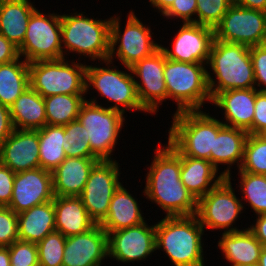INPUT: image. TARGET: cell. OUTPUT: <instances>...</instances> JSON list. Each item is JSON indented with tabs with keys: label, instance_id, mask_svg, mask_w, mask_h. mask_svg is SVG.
Returning a JSON list of instances; mask_svg holds the SVG:
<instances>
[{
	"label": "cell",
	"instance_id": "obj_38",
	"mask_svg": "<svg viewBox=\"0 0 266 266\" xmlns=\"http://www.w3.org/2000/svg\"><path fill=\"white\" fill-rule=\"evenodd\" d=\"M232 4V0H197L196 23L214 29Z\"/></svg>",
	"mask_w": 266,
	"mask_h": 266
},
{
	"label": "cell",
	"instance_id": "obj_8",
	"mask_svg": "<svg viewBox=\"0 0 266 266\" xmlns=\"http://www.w3.org/2000/svg\"><path fill=\"white\" fill-rule=\"evenodd\" d=\"M68 58L30 62V87L42 97L57 94L86 95L87 64Z\"/></svg>",
	"mask_w": 266,
	"mask_h": 266
},
{
	"label": "cell",
	"instance_id": "obj_51",
	"mask_svg": "<svg viewBox=\"0 0 266 266\" xmlns=\"http://www.w3.org/2000/svg\"><path fill=\"white\" fill-rule=\"evenodd\" d=\"M258 266H266V246L262 247L260 257H259Z\"/></svg>",
	"mask_w": 266,
	"mask_h": 266
},
{
	"label": "cell",
	"instance_id": "obj_5",
	"mask_svg": "<svg viewBox=\"0 0 266 266\" xmlns=\"http://www.w3.org/2000/svg\"><path fill=\"white\" fill-rule=\"evenodd\" d=\"M203 110L172 114L168 142L183 156L210 161L214 137L225 126L220 119Z\"/></svg>",
	"mask_w": 266,
	"mask_h": 266
},
{
	"label": "cell",
	"instance_id": "obj_23",
	"mask_svg": "<svg viewBox=\"0 0 266 266\" xmlns=\"http://www.w3.org/2000/svg\"><path fill=\"white\" fill-rule=\"evenodd\" d=\"M248 132L234 127L224 126L214 137L213 150L210 154V162L217 168L218 166L227 165L221 173L231 178V168L237 165L241 167L244 157V146L248 137Z\"/></svg>",
	"mask_w": 266,
	"mask_h": 266
},
{
	"label": "cell",
	"instance_id": "obj_32",
	"mask_svg": "<svg viewBox=\"0 0 266 266\" xmlns=\"http://www.w3.org/2000/svg\"><path fill=\"white\" fill-rule=\"evenodd\" d=\"M18 59L0 64V104L10 107L27 89L29 84V63Z\"/></svg>",
	"mask_w": 266,
	"mask_h": 266
},
{
	"label": "cell",
	"instance_id": "obj_11",
	"mask_svg": "<svg viewBox=\"0 0 266 266\" xmlns=\"http://www.w3.org/2000/svg\"><path fill=\"white\" fill-rule=\"evenodd\" d=\"M231 178L225 177L206 195L197 200L196 216L204 230H224L229 233L245 229L233 226L243 213L241 199L236 196ZM212 229V230H211Z\"/></svg>",
	"mask_w": 266,
	"mask_h": 266
},
{
	"label": "cell",
	"instance_id": "obj_14",
	"mask_svg": "<svg viewBox=\"0 0 266 266\" xmlns=\"http://www.w3.org/2000/svg\"><path fill=\"white\" fill-rule=\"evenodd\" d=\"M120 164L117 160H101L91 170L79 196L91 219L101 224L107 217L110 201L120 182Z\"/></svg>",
	"mask_w": 266,
	"mask_h": 266
},
{
	"label": "cell",
	"instance_id": "obj_20",
	"mask_svg": "<svg viewBox=\"0 0 266 266\" xmlns=\"http://www.w3.org/2000/svg\"><path fill=\"white\" fill-rule=\"evenodd\" d=\"M0 162L14 173L39 168L38 129H14L0 145Z\"/></svg>",
	"mask_w": 266,
	"mask_h": 266
},
{
	"label": "cell",
	"instance_id": "obj_3",
	"mask_svg": "<svg viewBox=\"0 0 266 266\" xmlns=\"http://www.w3.org/2000/svg\"><path fill=\"white\" fill-rule=\"evenodd\" d=\"M207 68L212 71H207L212 98L219 92L256 87L250 47L247 45L214 39Z\"/></svg>",
	"mask_w": 266,
	"mask_h": 266
},
{
	"label": "cell",
	"instance_id": "obj_26",
	"mask_svg": "<svg viewBox=\"0 0 266 266\" xmlns=\"http://www.w3.org/2000/svg\"><path fill=\"white\" fill-rule=\"evenodd\" d=\"M221 236L217 247L231 266L258 265L263 245L248 227Z\"/></svg>",
	"mask_w": 266,
	"mask_h": 266
},
{
	"label": "cell",
	"instance_id": "obj_37",
	"mask_svg": "<svg viewBox=\"0 0 266 266\" xmlns=\"http://www.w3.org/2000/svg\"><path fill=\"white\" fill-rule=\"evenodd\" d=\"M66 139L71 145L65 152L67 157L98 158L92 151L90 141L86 138L84 126L78 121H72L64 126Z\"/></svg>",
	"mask_w": 266,
	"mask_h": 266
},
{
	"label": "cell",
	"instance_id": "obj_48",
	"mask_svg": "<svg viewBox=\"0 0 266 266\" xmlns=\"http://www.w3.org/2000/svg\"><path fill=\"white\" fill-rule=\"evenodd\" d=\"M239 6L266 12V0H232Z\"/></svg>",
	"mask_w": 266,
	"mask_h": 266
},
{
	"label": "cell",
	"instance_id": "obj_7",
	"mask_svg": "<svg viewBox=\"0 0 266 266\" xmlns=\"http://www.w3.org/2000/svg\"><path fill=\"white\" fill-rule=\"evenodd\" d=\"M103 63L106 67H100ZM100 65L98 62V66L91 64L86 67V95L88 91L90 94V89H95L99 96L108 101L107 103L113 104L106 105L109 109L123 114L128 110L148 113L138 99L131 69L127 67V71L119 70L118 66H114L110 60H105Z\"/></svg>",
	"mask_w": 266,
	"mask_h": 266
},
{
	"label": "cell",
	"instance_id": "obj_34",
	"mask_svg": "<svg viewBox=\"0 0 266 266\" xmlns=\"http://www.w3.org/2000/svg\"><path fill=\"white\" fill-rule=\"evenodd\" d=\"M240 178L239 187L242 193L243 208L245 203L251 207L255 215L266 214V175L238 172Z\"/></svg>",
	"mask_w": 266,
	"mask_h": 266
},
{
	"label": "cell",
	"instance_id": "obj_36",
	"mask_svg": "<svg viewBox=\"0 0 266 266\" xmlns=\"http://www.w3.org/2000/svg\"><path fill=\"white\" fill-rule=\"evenodd\" d=\"M66 237L58 231L37 243L39 266H62Z\"/></svg>",
	"mask_w": 266,
	"mask_h": 266
},
{
	"label": "cell",
	"instance_id": "obj_1",
	"mask_svg": "<svg viewBox=\"0 0 266 266\" xmlns=\"http://www.w3.org/2000/svg\"><path fill=\"white\" fill-rule=\"evenodd\" d=\"M148 166L143 195L155 203L166 217L192 216L197 211V200L180 179L181 154L169 143L154 151Z\"/></svg>",
	"mask_w": 266,
	"mask_h": 266
},
{
	"label": "cell",
	"instance_id": "obj_4",
	"mask_svg": "<svg viewBox=\"0 0 266 266\" xmlns=\"http://www.w3.org/2000/svg\"><path fill=\"white\" fill-rule=\"evenodd\" d=\"M85 12L61 13V39L63 56L70 53L78 54L95 62L108 60L110 53V24L112 16L108 19H95L88 17ZM69 54V55H68ZM82 56V58H80Z\"/></svg>",
	"mask_w": 266,
	"mask_h": 266
},
{
	"label": "cell",
	"instance_id": "obj_24",
	"mask_svg": "<svg viewBox=\"0 0 266 266\" xmlns=\"http://www.w3.org/2000/svg\"><path fill=\"white\" fill-rule=\"evenodd\" d=\"M224 178L209 160L181 155L180 179L196 200L206 195Z\"/></svg>",
	"mask_w": 266,
	"mask_h": 266
},
{
	"label": "cell",
	"instance_id": "obj_18",
	"mask_svg": "<svg viewBox=\"0 0 266 266\" xmlns=\"http://www.w3.org/2000/svg\"><path fill=\"white\" fill-rule=\"evenodd\" d=\"M53 199L52 172L39 167L15 174L13 194L7 207L19 214Z\"/></svg>",
	"mask_w": 266,
	"mask_h": 266
},
{
	"label": "cell",
	"instance_id": "obj_31",
	"mask_svg": "<svg viewBox=\"0 0 266 266\" xmlns=\"http://www.w3.org/2000/svg\"><path fill=\"white\" fill-rule=\"evenodd\" d=\"M40 167L53 172L67 157L71 146L66 139L64 126L45 125L38 129Z\"/></svg>",
	"mask_w": 266,
	"mask_h": 266
},
{
	"label": "cell",
	"instance_id": "obj_49",
	"mask_svg": "<svg viewBox=\"0 0 266 266\" xmlns=\"http://www.w3.org/2000/svg\"><path fill=\"white\" fill-rule=\"evenodd\" d=\"M150 5L158 10L163 15L173 4L174 0H149Z\"/></svg>",
	"mask_w": 266,
	"mask_h": 266
},
{
	"label": "cell",
	"instance_id": "obj_2",
	"mask_svg": "<svg viewBox=\"0 0 266 266\" xmlns=\"http://www.w3.org/2000/svg\"><path fill=\"white\" fill-rule=\"evenodd\" d=\"M204 232L196 215L165 216L155 223L156 250L165 252L173 266H205Z\"/></svg>",
	"mask_w": 266,
	"mask_h": 266
},
{
	"label": "cell",
	"instance_id": "obj_25",
	"mask_svg": "<svg viewBox=\"0 0 266 266\" xmlns=\"http://www.w3.org/2000/svg\"><path fill=\"white\" fill-rule=\"evenodd\" d=\"M53 202L55 231L65 237L84 233L96 225L79 196H54Z\"/></svg>",
	"mask_w": 266,
	"mask_h": 266
},
{
	"label": "cell",
	"instance_id": "obj_27",
	"mask_svg": "<svg viewBox=\"0 0 266 266\" xmlns=\"http://www.w3.org/2000/svg\"><path fill=\"white\" fill-rule=\"evenodd\" d=\"M127 190L121 184L110 201L107 217L100 224L107 234L146 221L137 198Z\"/></svg>",
	"mask_w": 266,
	"mask_h": 266
},
{
	"label": "cell",
	"instance_id": "obj_22",
	"mask_svg": "<svg viewBox=\"0 0 266 266\" xmlns=\"http://www.w3.org/2000/svg\"><path fill=\"white\" fill-rule=\"evenodd\" d=\"M99 158L66 157L52 172L54 196H80Z\"/></svg>",
	"mask_w": 266,
	"mask_h": 266
},
{
	"label": "cell",
	"instance_id": "obj_29",
	"mask_svg": "<svg viewBox=\"0 0 266 266\" xmlns=\"http://www.w3.org/2000/svg\"><path fill=\"white\" fill-rule=\"evenodd\" d=\"M55 231V208L53 200L18 214V238L38 243Z\"/></svg>",
	"mask_w": 266,
	"mask_h": 266
},
{
	"label": "cell",
	"instance_id": "obj_39",
	"mask_svg": "<svg viewBox=\"0 0 266 266\" xmlns=\"http://www.w3.org/2000/svg\"><path fill=\"white\" fill-rule=\"evenodd\" d=\"M8 248L10 266H39L36 243L16 240Z\"/></svg>",
	"mask_w": 266,
	"mask_h": 266
},
{
	"label": "cell",
	"instance_id": "obj_46",
	"mask_svg": "<svg viewBox=\"0 0 266 266\" xmlns=\"http://www.w3.org/2000/svg\"><path fill=\"white\" fill-rule=\"evenodd\" d=\"M13 130L10 109L0 104V145L12 134Z\"/></svg>",
	"mask_w": 266,
	"mask_h": 266
},
{
	"label": "cell",
	"instance_id": "obj_40",
	"mask_svg": "<svg viewBox=\"0 0 266 266\" xmlns=\"http://www.w3.org/2000/svg\"><path fill=\"white\" fill-rule=\"evenodd\" d=\"M18 238V214L0 206V247H9Z\"/></svg>",
	"mask_w": 266,
	"mask_h": 266
},
{
	"label": "cell",
	"instance_id": "obj_6",
	"mask_svg": "<svg viewBox=\"0 0 266 266\" xmlns=\"http://www.w3.org/2000/svg\"><path fill=\"white\" fill-rule=\"evenodd\" d=\"M206 66L202 63L174 61L165 56L163 74L168 99L176 102L174 114L202 110L205 103H211Z\"/></svg>",
	"mask_w": 266,
	"mask_h": 266
},
{
	"label": "cell",
	"instance_id": "obj_28",
	"mask_svg": "<svg viewBox=\"0 0 266 266\" xmlns=\"http://www.w3.org/2000/svg\"><path fill=\"white\" fill-rule=\"evenodd\" d=\"M31 0L0 1V33L18 48L24 41L28 21L37 9Z\"/></svg>",
	"mask_w": 266,
	"mask_h": 266
},
{
	"label": "cell",
	"instance_id": "obj_10",
	"mask_svg": "<svg viewBox=\"0 0 266 266\" xmlns=\"http://www.w3.org/2000/svg\"><path fill=\"white\" fill-rule=\"evenodd\" d=\"M133 10L127 15L126 25L122 31L121 17L118 13L112 16L110 24V53L108 60L117 58L120 65L130 68L143 58L151 56L160 48L152 40L151 26L143 24ZM115 57V58H114Z\"/></svg>",
	"mask_w": 266,
	"mask_h": 266
},
{
	"label": "cell",
	"instance_id": "obj_43",
	"mask_svg": "<svg viewBox=\"0 0 266 266\" xmlns=\"http://www.w3.org/2000/svg\"><path fill=\"white\" fill-rule=\"evenodd\" d=\"M266 132V92L258 91L255 100L252 134Z\"/></svg>",
	"mask_w": 266,
	"mask_h": 266
},
{
	"label": "cell",
	"instance_id": "obj_16",
	"mask_svg": "<svg viewBox=\"0 0 266 266\" xmlns=\"http://www.w3.org/2000/svg\"><path fill=\"white\" fill-rule=\"evenodd\" d=\"M108 257L114 261L135 263L145 261L156 251L155 223L147 221L129 228H123L108 234Z\"/></svg>",
	"mask_w": 266,
	"mask_h": 266
},
{
	"label": "cell",
	"instance_id": "obj_35",
	"mask_svg": "<svg viewBox=\"0 0 266 266\" xmlns=\"http://www.w3.org/2000/svg\"><path fill=\"white\" fill-rule=\"evenodd\" d=\"M238 172L266 175V136L249 134L244 146V157Z\"/></svg>",
	"mask_w": 266,
	"mask_h": 266
},
{
	"label": "cell",
	"instance_id": "obj_44",
	"mask_svg": "<svg viewBox=\"0 0 266 266\" xmlns=\"http://www.w3.org/2000/svg\"><path fill=\"white\" fill-rule=\"evenodd\" d=\"M15 174L0 162V206L7 207L13 194Z\"/></svg>",
	"mask_w": 266,
	"mask_h": 266
},
{
	"label": "cell",
	"instance_id": "obj_42",
	"mask_svg": "<svg viewBox=\"0 0 266 266\" xmlns=\"http://www.w3.org/2000/svg\"><path fill=\"white\" fill-rule=\"evenodd\" d=\"M197 0H174L163 18L180 19L182 23H196Z\"/></svg>",
	"mask_w": 266,
	"mask_h": 266
},
{
	"label": "cell",
	"instance_id": "obj_21",
	"mask_svg": "<svg viewBox=\"0 0 266 266\" xmlns=\"http://www.w3.org/2000/svg\"><path fill=\"white\" fill-rule=\"evenodd\" d=\"M256 88L231 89L217 93L211 100L214 107L222 110L221 122L228 127H234L252 134ZM224 110V111H223Z\"/></svg>",
	"mask_w": 266,
	"mask_h": 266
},
{
	"label": "cell",
	"instance_id": "obj_30",
	"mask_svg": "<svg viewBox=\"0 0 266 266\" xmlns=\"http://www.w3.org/2000/svg\"><path fill=\"white\" fill-rule=\"evenodd\" d=\"M9 109L14 129L37 130L47 124L44 97L30 86Z\"/></svg>",
	"mask_w": 266,
	"mask_h": 266
},
{
	"label": "cell",
	"instance_id": "obj_45",
	"mask_svg": "<svg viewBox=\"0 0 266 266\" xmlns=\"http://www.w3.org/2000/svg\"><path fill=\"white\" fill-rule=\"evenodd\" d=\"M19 57L18 47L0 33V64L12 62Z\"/></svg>",
	"mask_w": 266,
	"mask_h": 266
},
{
	"label": "cell",
	"instance_id": "obj_12",
	"mask_svg": "<svg viewBox=\"0 0 266 266\" xmlns=\"http://www.w3.org/2000/svg\"><path fill=\"white\" fill-rule=\"evenodd\" d=\"M19 55L28 63L64 58L61 39V14L36 9L28 21Z\"/></svg>",
	"mask_w": 266,
	"mask_h": 266
},
{
	"label": "cell",
	"instance_id": "obj_9",
	"mask_svg": "<svg viewBox=\"0 0 266 266\" xmlns=\"http://www.w3.org/2000/svg\"><path fill=\"white\" fill-rule=\"evenodd\" d=\"M97 101L94 95L90 99L86 98L80 107L77 120L85 128L91 151L100 160H115L112 153L118 143L126 116L117 110L102 106Z\"/></svg>",
	"mask_w": 266,
	"mask_h": 266
},
{
	"label": "cell",
	"instance_id": "obj_17",
	"mask_svg": "<svg viewBox=\"0 0 266 266\" xmlns=\"http://www.w3.org/2000/svg\"><path fill=\"white\" fill-rule=\"evenodd\" d=\"M215 39L214 29L197 23H183L173 38L171 49L160 44L167 59L207 64Z\"/></svg>",
	"mask_w": 266,
	"mask_h": 266
},
{
	"label": "cell",
	"instance_id": "obj_15",
	"mask_svg": "<svg viewBox=\"0 0 266 266\" xmlns=\"http://www.w3.org/2000/svg\"><path fill=\"white\" fill-rule=\"evenodd\" d=\"M164 66L165 53L159 48L151 56L143 58L130 67L138 99L150 115H157L159 105L168 100L163 74Z\"/></svg>",
	"mask_w": 266,
	"mask_h": 266
},
{
	"label": "cell",
	"instance_id": "obj_47",
	"mask_svg": "<svg viewBox=\"0 0 266 266\" xmlns=\"http://www.w3.org/2000/svg\"><path fill=\"white\" fill-rule=\"evenodd\" d=\"M256 220V221H255ZM253 224L248 227L255 235L256 239L263 245L266 246V214L256 215V219Z\"/></svg>",
	"mask_w": 266,
	"mask_h": 266
},
{
	"label": "cell",
	"instance_id": "obj_13",
	"mask_svg": "<svg viewBox=\"0 0 266 266\" xmlns=\"http://www.w3.org/2000/svg\"><path fill=\"white\" fill-rule=\"evenodd\" d=\"M215 39L249 47L266 43V12L232 4L214 28Z\"/></svg>",
	"mask_w": 266,
	"mask_h": 266
},
{
	"label": "cell",
	"instance_id": "obj_19",
	"mask_svg": "<svg viewBox=\"0 0 266 266\" xmlns=\"http://www.w3.org/2000/svg\"><path fill=\"white\" fill-rule=\"evenodd\" d=\"M108 258V235L96 224L90 230L66 237L62 266H101Z\"/></svg>",
	"mask_w": 266,
	"mask_h": 266
},
{
	"label": "cell",
	"instance_id": "obj_41",
	"mask_svg": "<svg viewBox=\"0 0 266 266\" xmlns=\"http://www.w3.org/2000/svg\"><path fill=\"white\" fill-rule=\"evenodd\" d=\"M250 55L253 63L255 85L257 86L255 88L258 91L266 92V43L251 46Z\"/></svg>",
	"mask_w": 266,
	"mask_h": 266
},
{
	"label": "cell",
	"instance_id": "obj_33",
	"mask_svg": "<svg viewBox=\"0 0 266 266\" xmlns=\"http://www.w3.org/2000/svg\"><path fill=\"white\" fill-rule=\"evenodd\" d=\"M86 95L57 94L44 97L47 125L65 126L77 120Z\"/></svg>",
	"mask_w": 266,
	"mask_h": 266
},
{
	"label": "cell",
	"instance_id": "obj_50",
	"mask_svg": "<svg viewBox=\"0 0 266 266\" xmlns=\"http://www.w3.org/2000/svg\"><path fill=\"white\" fill-rule=\"evenodd\" d=\"M0 266H10V254L8 247H0Z\"/></svg>",
	"mask_w": 266,
	"mask_h": 266
}]
</instances>
